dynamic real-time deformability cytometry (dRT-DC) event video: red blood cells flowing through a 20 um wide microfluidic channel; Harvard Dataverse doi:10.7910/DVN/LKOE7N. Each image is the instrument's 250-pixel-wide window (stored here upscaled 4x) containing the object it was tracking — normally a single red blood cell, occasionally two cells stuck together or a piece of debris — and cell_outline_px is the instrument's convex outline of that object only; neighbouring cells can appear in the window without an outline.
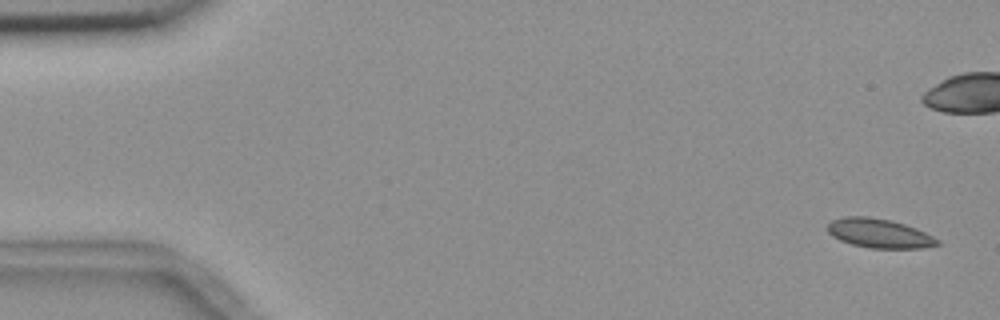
{"species": "common noctule bat (a hibernating species)", "species_latin": "Nyctalus noctula", "temperature_condition": "room temperature", "stored_images_in_passage": 5, "camera_frame_rate_fps": 3000, "um_per_image_px": 0.085, "animal": {"sex": "female", "body_mass_g": 18.4}, "frame": {"image": 1, "passage_image": 1, "time_ms": 0.0, "image_size_px": [1000, 320], "cell_outline_px": [[940, 244], [920, 248], [868, 248], [852, 244], [840, 240], [832, 236], [828, 232], [828, 224], [832, 220], [844, 216], [868, 216], [892, 220], [916, 228], [940, 240]], "centroid_in_image_um": [74.72, 19.82], "position_along_channel_um": 10.3, "area_um2": 18.67}}
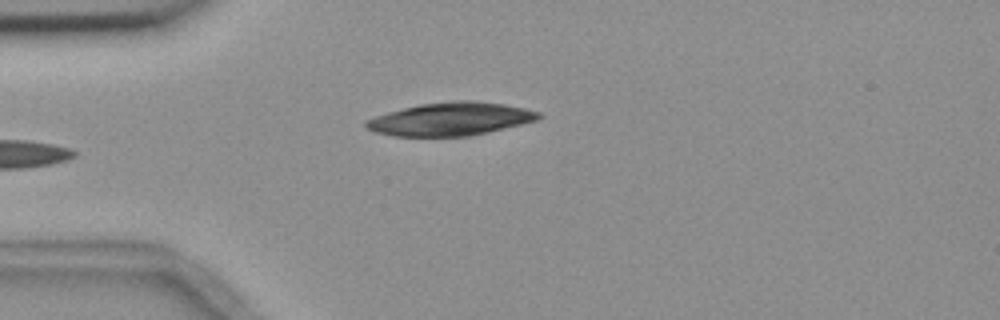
{"frame": {"image": 2, "passage_image": 5, "time_ms": 5.667, "image_size_px": [1000, 320], "cell_outline_px": [[544, 116], [540, 120], [488, 132], [468, 136], [392, 136], [376, 132], [364, 128], [364, 120], [388, 112], [420, 104], [452, 100], [472, 100], [504, 104], [524, 108], [540, 112]], "centroid_in_image_um": [38.32, 10.11], "position_along_channel_um": 46.7, "area_um2": 33.52}}